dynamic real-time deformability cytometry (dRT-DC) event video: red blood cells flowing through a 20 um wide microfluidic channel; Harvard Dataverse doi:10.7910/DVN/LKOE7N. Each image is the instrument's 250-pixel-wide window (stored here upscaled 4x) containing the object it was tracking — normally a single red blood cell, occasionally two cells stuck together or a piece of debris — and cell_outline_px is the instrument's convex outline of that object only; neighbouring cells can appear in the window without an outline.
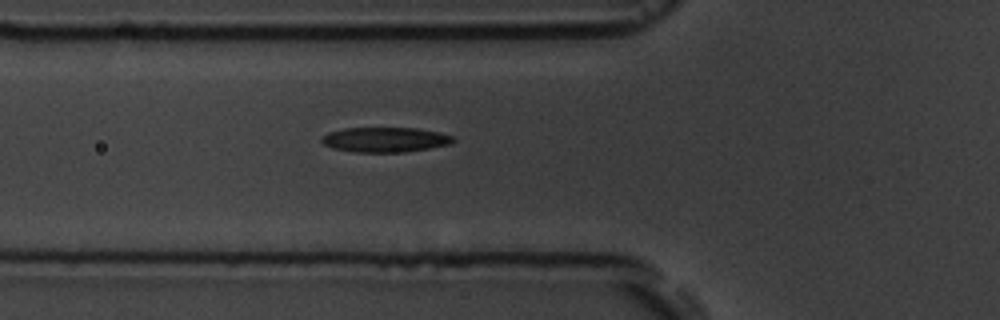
{"species": "common noctule bat (a hibernating species)", "species_latin": "Nyctalus noctula", "temperature_condition": "room temperature", "stored_images_in_passage": 8, "camera_frame_rate_fps": 3000, "um_per_image_px": 0.085, "animal": {"sex": "male", "body_mass_g": 19.5, "forearm_length_mm": 54.6}, "frame": {"image": 1, "passage_image": 8, "time_ms": 8.0, "image_size_px": [1000, 320], "cell_outline_px": [[456, 140], [452, 144], [404, 152], [356, 152], [332, 148], [324, 144], [320, 140], [320, 136], [328, 132], [344, 128], [416, 128], [440, 132], [456, 136]], "centroid_in_image_um": [32.75, 11.86], "position_along_channel_um": 93.0, "area_um2": 19.31}}